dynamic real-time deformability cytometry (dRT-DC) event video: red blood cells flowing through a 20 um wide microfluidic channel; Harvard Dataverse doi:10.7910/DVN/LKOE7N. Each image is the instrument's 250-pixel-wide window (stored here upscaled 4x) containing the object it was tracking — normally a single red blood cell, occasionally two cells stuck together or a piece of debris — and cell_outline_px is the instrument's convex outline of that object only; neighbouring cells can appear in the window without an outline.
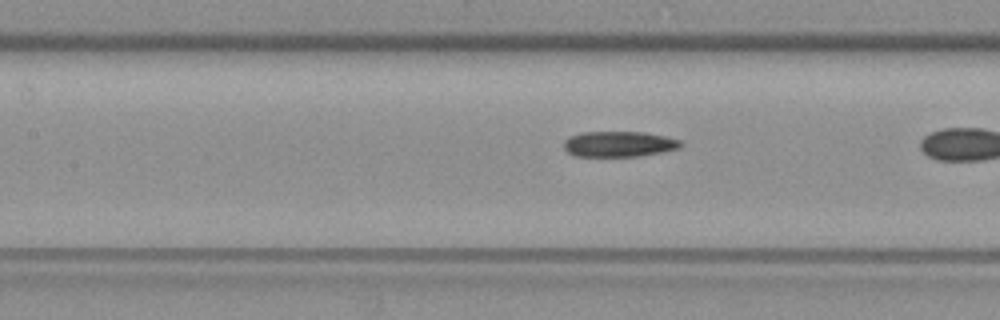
{"species": "common noctule bat (a hibernating species)", "species_latin": "Nyctalus noctula", "temperature_condition": "warm", "stored_images_in_passage": 31, "camera_frame_rate_fps": 3000, "um_per_image_px": 0.085, "animal": {"sex": "female", "body_mass_g": 19.3, "forearm_length_mm": 54.1}, "frame": {"image": 1, "passage_image": 23, "time_ms": 7.333, "image_size_px": [1000, 320], "cell_outline_px": [[684, 144], [680, 148], [660, 152], [636, 156], [576, 156], [568, 152], [564, 148], [564, 140], [568, 136], [580, 132], [644, 132], [664, 136], [680, 140]], "centroid_in_image_um": [52.59, 12.23], "position_along_channel_um": 154.8, "area_um2": 17.4}}